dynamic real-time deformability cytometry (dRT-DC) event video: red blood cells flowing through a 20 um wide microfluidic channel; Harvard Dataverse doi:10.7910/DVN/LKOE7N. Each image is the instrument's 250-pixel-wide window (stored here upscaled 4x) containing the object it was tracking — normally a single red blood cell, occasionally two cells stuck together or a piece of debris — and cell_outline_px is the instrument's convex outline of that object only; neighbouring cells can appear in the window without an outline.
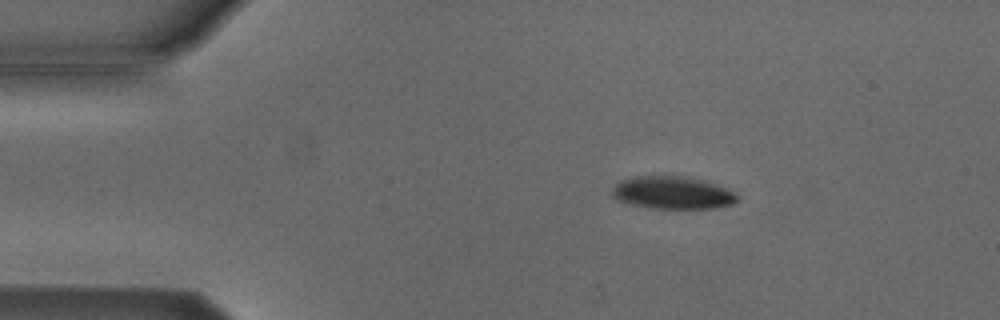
{"species": "Egyptian fruit bat (a non-hibernating species)", "species_latin": "Rousettus aegyptiacus", "temperature_condition": "cold", "stored_images_in_passage": 45, "camera_frame_rate_fps": 3000, "um_per_image_px": 0.085, "animal": {"sex": "male"}, "frame": {"image": 1, "passage_image": 1, "time_ms": 0.0, "image_size_px": [1000, 320], "cell_outline_px": [[740, 200], [732, 204], [712, 208], [648, 208], [632, 204], [620, 200], [612, 196], [612, 188], [620, 180], [636, 176], [684, 176], [704, 180], [716, 184], [732, 192]], "centroid_in_image_um": [57.15, 16.37], "position_along_channel_um": 27.9, "area_um2": 23.58}}
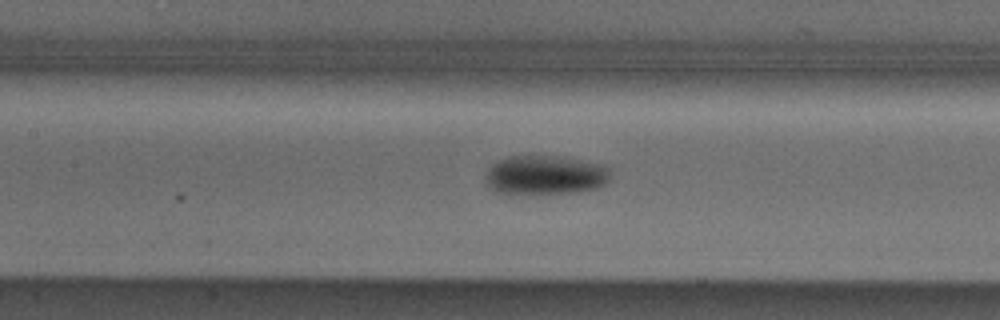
{"frame": {"image": 2, "passage_image": 16, "time_ms": 5.0, "image_size_px": [1000, 320], "cell_outline_px": [[608, 180], [604, 184], [596, 188], [572, 192], [496, 192], [488, 184], [484, 176], [488, 168], [496, 160], [508, 156], [528, 152], [564, 156], [600, 164], [608, 168]], "centroid_in_image_um": [46.28, 14.79], "position_along_channel_um": 161.1, "area_um2": 28.78}}
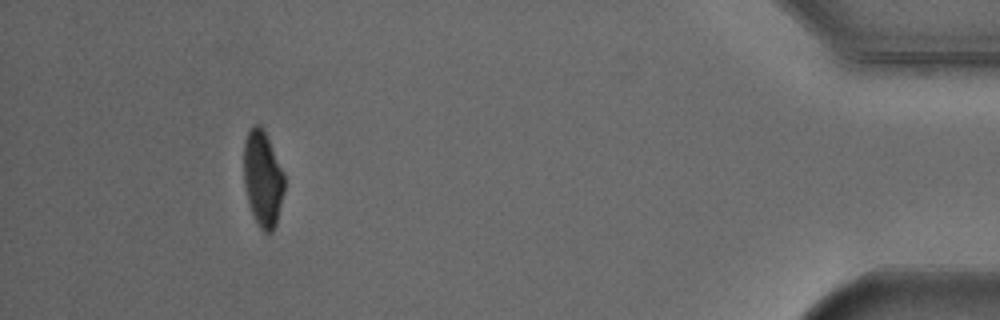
{"frame": {"image": 3, "passage_image": 41, "time_ms": 13.333, "image_size_px": [1000, 320], "cell_outline_px": [[284, 192], [276, 224], [272, 232], [264, 232], [260, 228], [252, 212], [248, 200], [244, 184], [244, 140], [252, 124], [260, 124], [268, 140], [284, 176]], "centroid_in_image_um": [22.32, 15.2], "position_along_channel_um": 412.9, "area_um2": 22.2}, "authors_computed_cell_mechanics": {"area_um2": 25.8944, "velocity_mm_per_s": 3.8255, "shape_relaxation_time_tau1_ms": 2.6829, "shape_relaxation_time_tau2_ms": null, "deformation_change_tau1": 0.1288, "deformation_change_tau2": null}}